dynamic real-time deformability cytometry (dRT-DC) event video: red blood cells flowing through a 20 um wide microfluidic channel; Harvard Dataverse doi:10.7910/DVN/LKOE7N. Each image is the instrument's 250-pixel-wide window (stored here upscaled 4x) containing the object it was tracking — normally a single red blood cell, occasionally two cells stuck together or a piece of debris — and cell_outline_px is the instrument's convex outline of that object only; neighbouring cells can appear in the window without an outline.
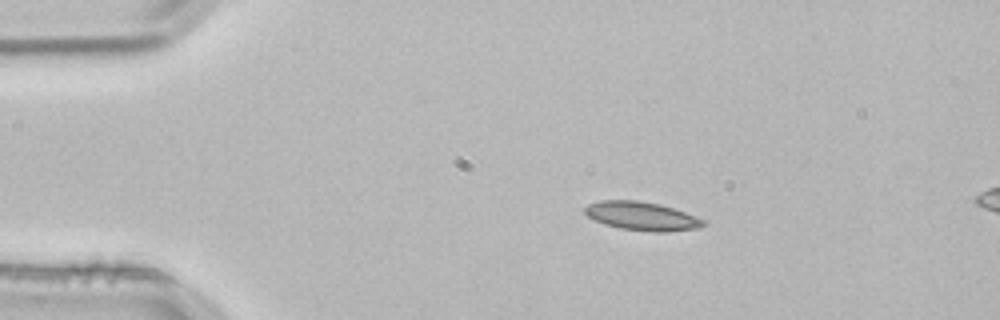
{"species": "common noctule bat (a hibernating species)", "species_latin": "Nyctalus noctula", "temperature_condition": "room temperature", "stored_images_in_passage": 3, "camera_frame_rate_fps": 3000, "um_per_image_px": 0.085, "animal": {"sex": "male", "body_mass_g": 21.5, "forearm_length_mm": 52.0}, "frame": {"image": 1, "passage_image": 1, "time_ms": 0.0, "image_size_px": [1000, 320], "cell_outline_px": [[708, 224], [700, 228], [668, 232], [652, 232], [620, 228], [604, 224], [588, 216], [584, 212], [584, 208], [588, 204], [600, 200], [636, 200], [660, 204], [708, 220]], "centroid_in_image_um": [54.61, 18.38], "position_along_channel_um": 30.4, "area_um2": 19.94}}